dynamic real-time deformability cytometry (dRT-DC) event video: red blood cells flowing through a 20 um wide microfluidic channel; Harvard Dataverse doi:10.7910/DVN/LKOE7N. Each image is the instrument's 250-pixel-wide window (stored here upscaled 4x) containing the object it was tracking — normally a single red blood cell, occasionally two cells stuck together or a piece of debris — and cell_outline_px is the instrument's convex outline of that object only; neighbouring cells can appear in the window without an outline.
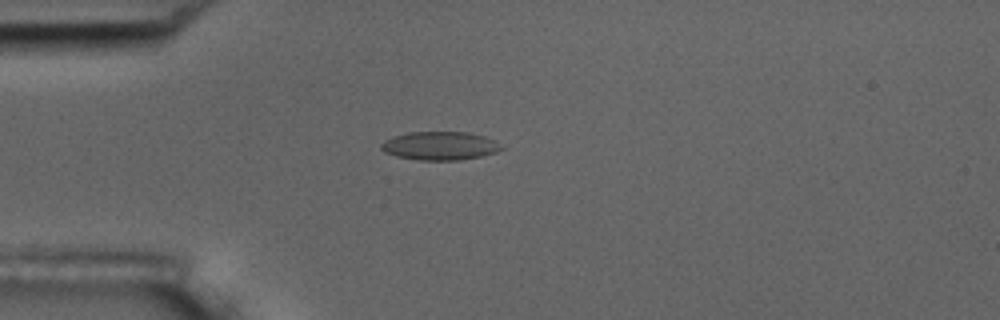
{"species": "common noctule bat (a hibernating species)", "species_latin": "Nyctalus noctula", "temperature_condition": "room temperature", "stored_images_in_passage": 6, "camera_frame_rate_fps": 3000, "um_per_image_px": 0.085, "animal": {"sex": "male", "body_mass_g": 17.5, "forearm_length_mm": 52.3}, "frame": {"image": 1, "passage_image": 5, "time_ms": 4.667, "image_size_px": [1000, 320], "cell_outline_px": [[504, 148], [496, 152], [480, 156], [460, 160], [420, 160], [396, 156], [384, 152], [380, 148], [380, 144], [384, 140], [392, 136], [408, 132], [468, 132], [484, 136], [492, 140]], "centroid_in_image_um": [37.34, 12.39], "position_along_channel_um": 47.7, "area_um2": 19.88}}